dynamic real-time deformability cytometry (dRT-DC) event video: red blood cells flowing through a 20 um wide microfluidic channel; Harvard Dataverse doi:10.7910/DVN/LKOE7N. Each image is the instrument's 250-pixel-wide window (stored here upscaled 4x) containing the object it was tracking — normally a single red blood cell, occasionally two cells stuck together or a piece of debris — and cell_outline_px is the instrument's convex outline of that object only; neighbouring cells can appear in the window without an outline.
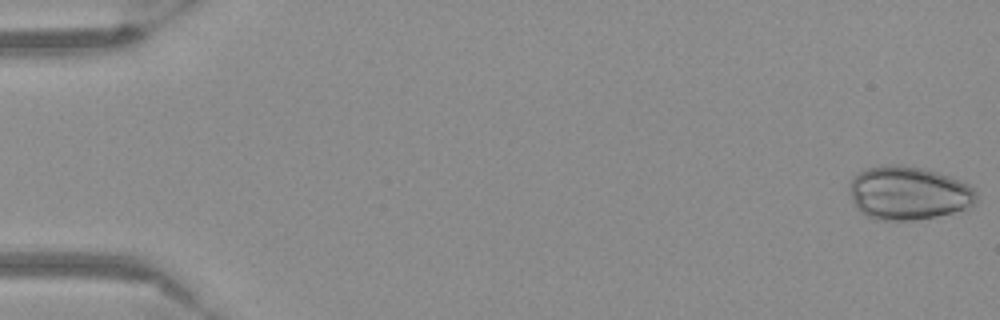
{"species": "Egyptian fruit bat (a non-hibernating species)", "species_latin": "Rousettus aegyptiacus", "temperature_condition": "warm", "stored_images_in_passage": 12, "camera_frame_rate_fps": 3000, "um_per_image_px": 0.085, "frame": {"image": 1, "passage_image": 1, "time_ms": 0.0, "image_size_px": [1000, 320], "cell_outline_px": [[976, 200], [968, 208], [936, 216], [912, 220], [872, 220], [860, 212], [856, 208], [852, 200], [848, 184], [860, 172], [868, 168], [888, 164], [900, 164], [920, 168], [936, 172], [960, 180], [968, 184], [976, 192]], "centroid_in_image_um": [77.18, 16.42], "position_along_channel_um": 7.8, "area_um2": 39.42}}